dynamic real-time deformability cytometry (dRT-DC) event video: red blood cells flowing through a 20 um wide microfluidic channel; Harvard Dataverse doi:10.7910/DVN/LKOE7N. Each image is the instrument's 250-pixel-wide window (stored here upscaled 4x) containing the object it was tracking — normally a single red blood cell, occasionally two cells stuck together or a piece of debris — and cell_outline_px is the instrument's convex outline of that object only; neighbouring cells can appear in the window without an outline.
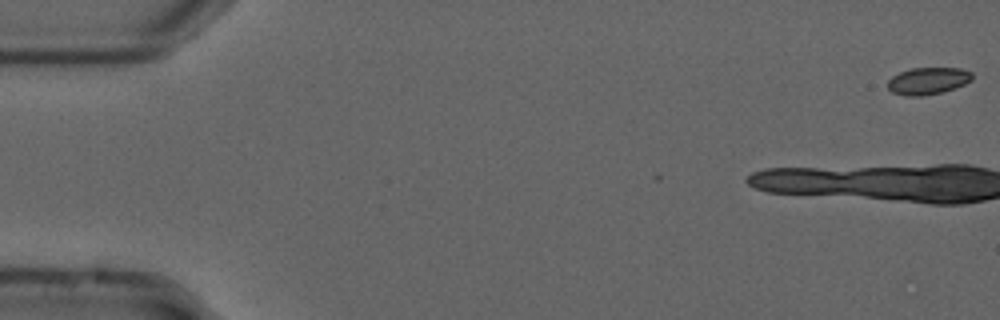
{"species": "common noctule bat (a hibernating species)", "species_latin": "Nyctalus noctula", "temperature_condition": "cold", "stored_images_in_passage": 3, "camera_frame_rate_fps": 3000, "um_per_image_px": 0.085, "animal": {"sex": "male", "forearm_length_mm": 52.5}, "frame": {"image": 1, "passage_image": 1, "time_ms": 0.0, "image_size_px": [1000, 320], "cell_outline_px": [[972, 80], [956, 88], [924, 96], [904, 96], [892, 92], [888, 88], [888, 80], [892, 76], [900, 72], [912, 68], [960, 68], [972, 72]], "centroid_in_image_um": [78.87, 6.88], "position_along_channel_um": 6.1, "area_um2": 13.35}}